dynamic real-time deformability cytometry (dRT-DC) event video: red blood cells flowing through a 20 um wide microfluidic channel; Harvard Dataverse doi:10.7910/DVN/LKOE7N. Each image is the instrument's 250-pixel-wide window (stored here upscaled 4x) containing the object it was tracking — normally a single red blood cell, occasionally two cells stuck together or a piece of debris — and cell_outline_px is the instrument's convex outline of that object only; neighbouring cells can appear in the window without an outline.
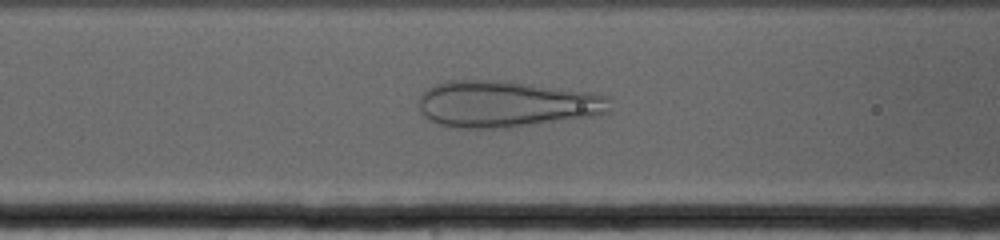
{"species": "human", "species_latin": "Homo sapiens", "temperature_condition": "cold", "stored_images_in_passage": 45, "camera_frame_rate_fps": 3000, "um_per_image_px": 0.085, "donor": {"sex": "female"}, "frame": {"image": 1, "passage_image": 9, "time_ms": 2.667, "image_size_px": [1000, 240], "cell_outline_px": [[608, 112], [596, 116], [508, 128], [456, 128], [440, 124], [428, 120], [424, 116], [420, 108], [420, 96], [428, 88], [436, 84], [452, 80], [496, 80], [592, 92], [608, 96]], "centroid_in_image_um": [43.02, 8.86], "position_along_channel_um": 123.6, "area_um2": 51.62}}
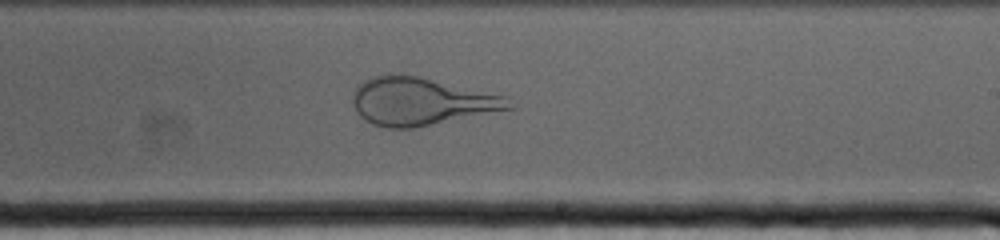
{"frame": {"image": 2, "passage_image": 23, "time_ms": 7.333, "image_size_px": [1000, 240], "cell_outline_px": [[516, 108], [412, 128], [388, 128], [372, 124], [364, 120], [356, 112], [352, 104], [352, 96], [356, 84], [364, 80], [388, 72], [416, 76], [508, 96]], "centroid_in_image_um": [35.76, 8.61], "position_along_channel_um": 253.2, "area_um2": 43.75}}
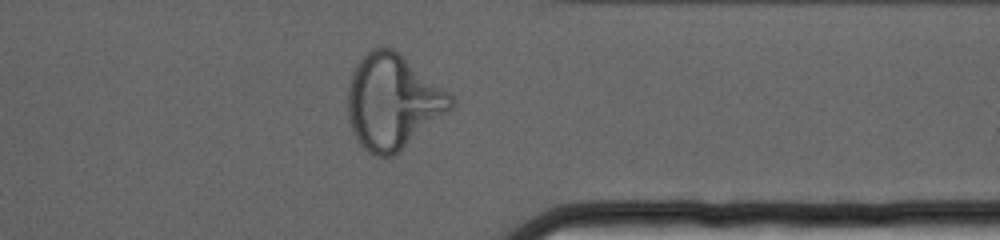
{"frame": {"image": 3, "passage_image": 37, "time_ms": 12.0, "image_size_px": [1000, 240], "cell_outline_px": [[452, 108], [400, 152], [392, 156], [376, 156], [368, 152], [360, 144], [352, 132], [348, 116], [348, 88], [352, 72], [356, 64], [372, 48], [392, 48], [448, 92], [452, 96]], "centroid_in_image_um": [33.35, 8.68], "position_along_channel_um": 378.1, "area_um2": 56.07}}